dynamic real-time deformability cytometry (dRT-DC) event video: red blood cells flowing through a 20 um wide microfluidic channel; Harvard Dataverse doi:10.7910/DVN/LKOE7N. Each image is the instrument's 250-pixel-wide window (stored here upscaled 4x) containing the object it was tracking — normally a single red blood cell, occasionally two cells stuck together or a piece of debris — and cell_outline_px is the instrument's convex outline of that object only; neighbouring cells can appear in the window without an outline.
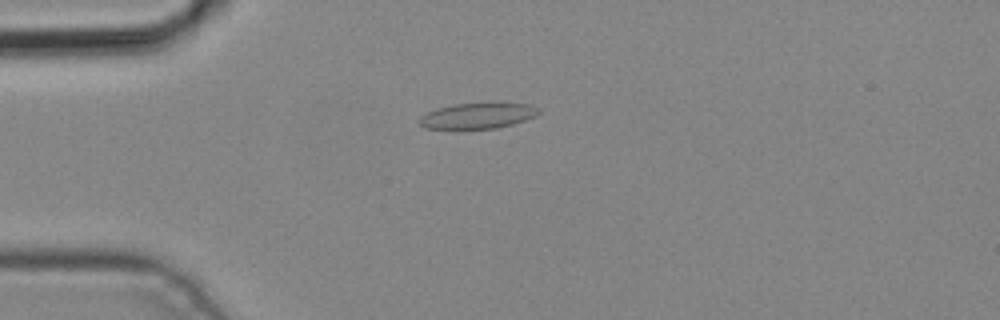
{"species": "common noctule bat (a hibernating species)", "species_latin": "Nyctalus noctula", "temperature_condition": "cold", "stored_images_in_passage": 4, "camera_frame_rate_fps": 3000, "um_per_image_px": 0.085, "animal": {"sex": "male", "body_mass_g": 19.2, "forearm_length_mm": 51.8}, "frame": {"image": 1, "passage_image": 3, "time_ms": 0.667, "image_size_px": [1000, 320], "cell_outline_px": [[540, 112], [536, 116], [512, 124], [496, 128], [424, 128], [416, 120], [420, 116], [436, 108], [456, 104], [488, 100], [496, 100], [528, 104], [540, 108]], "centroid_in_image_um": [40.65, 9.77], "position_along_channel_um": 44.4, "area_um2": 18.61}}